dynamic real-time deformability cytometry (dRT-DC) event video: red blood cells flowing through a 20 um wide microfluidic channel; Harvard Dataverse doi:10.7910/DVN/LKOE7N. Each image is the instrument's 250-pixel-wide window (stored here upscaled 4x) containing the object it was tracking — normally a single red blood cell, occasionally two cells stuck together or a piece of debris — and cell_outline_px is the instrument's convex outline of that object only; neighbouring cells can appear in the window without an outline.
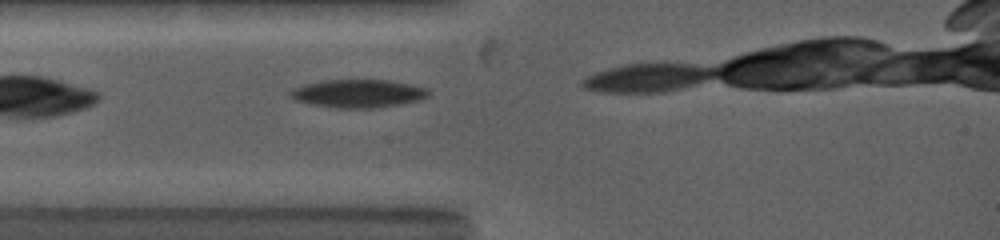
{"species": "common noctule bat (a hibernating species)", "species_latin": "Nyctalus noctula", "temperature_condition": "warm", "stored_images_in_passage": 2, "camera_frame_rate_fps": 5000, "um_per_image_px": 0.085, "animal": {"sex": "female", "body_mass_g": 19.0, "forearm_length_mm": 53.3}, "frame": {"image": 1, "passage_image": 1, "time_ms": 0.0, "image_size_px": [1000, 240], "cell_outline_px": [[428, 96], [420, 100], [376, 108], [336, 108], [312, 104], [292, 100], [288, 96], [288, 92], [292, 88], [304, 84], [324, 80], [388, 80], [428, 88]], "centroid_in_image_um": [30.37, 7.95], "position_along_channel_um": 54.6, "area_um2": 22.72}}